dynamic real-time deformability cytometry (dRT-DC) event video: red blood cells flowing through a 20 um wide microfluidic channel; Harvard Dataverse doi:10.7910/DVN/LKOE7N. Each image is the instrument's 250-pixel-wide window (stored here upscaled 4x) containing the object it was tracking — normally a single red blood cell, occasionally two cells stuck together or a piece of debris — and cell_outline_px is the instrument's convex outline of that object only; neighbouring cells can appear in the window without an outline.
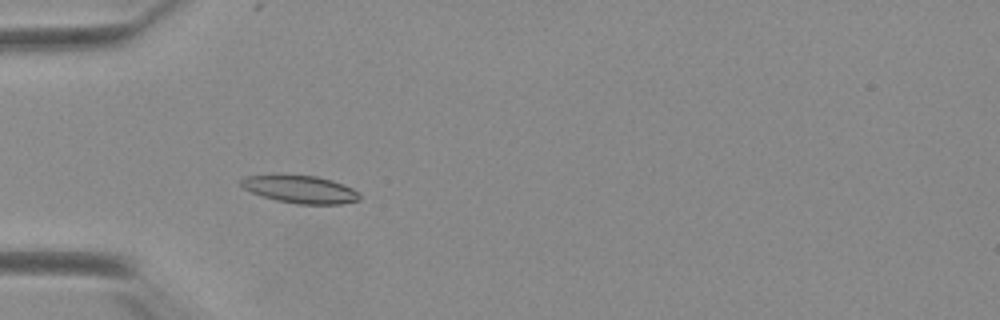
{"species": "Egyptian fruit bat (a non-hibernating species)", "species_latin": "Rousettus aegyptiacus", "temperature_condition": "warm", "stored_images_in_passage": 54, "camera_frame_rate_fps": 3000, "um_per_image_px": 0.085, "animal": {"sex": "female"}, "frame": {"image": 1, "passage_image": 18, "time_ms": 5.667, "image_size_px": [1000, 320], "cell_outline_px": [[360, 200], [340, 204], [296, 204], [276, 200], [252, 192], [244, 188], [240, 184], [240, 180], [244, 176], [316, 176], [332, 180], [344, 184], [352, 188], [360, 196]], "centroid_in_image_um": [25.55, 16.11], "position_along_channel_um": 59.4, "area_um2": 18.67}}
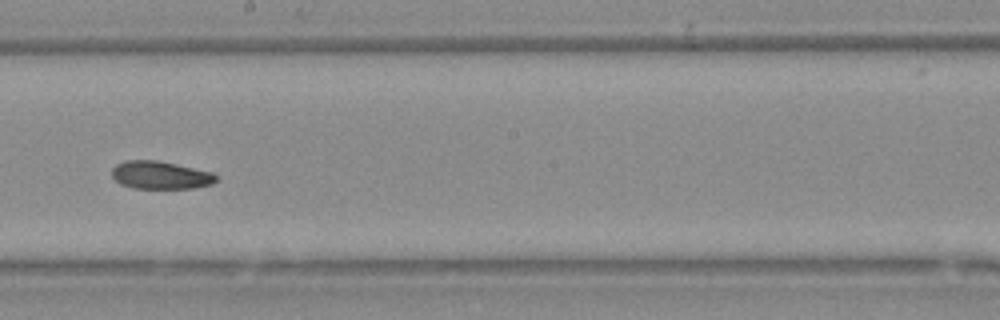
{"frame": {"image": 2, "passage_image": 32, "time_ms": 10.333, "image_size_px": [1000, 320], "cell_outline_px": [[216, 180], [212, 184], [192, 188], [132, 188], [120, 184], [112, 176], [112, 168], [116, 164], [124, 160], [156, 160], [176, 164], [212, 172], [216, 176]], "centroid_in_image_um": [13.6, 14.88], "position_along_channel_um": 234.6, "area_um2": 16.88}}
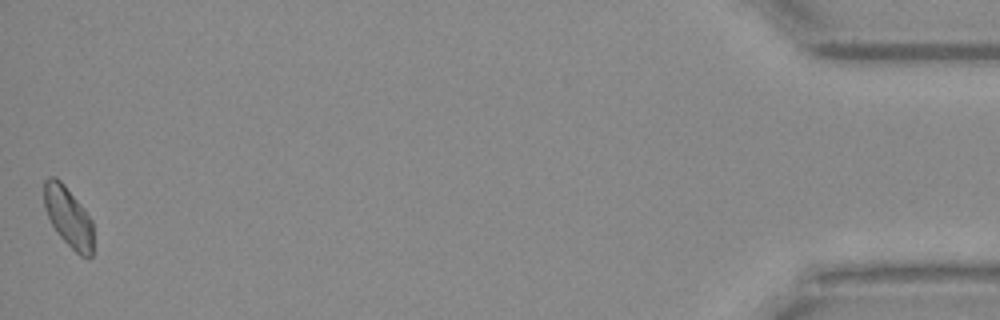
{"frame": {"image": 3, "passage_image": 54, "time_ms": 17.667, "image_size_px": [1000, 320], "cell_outline_px": [[92, 256], [80, 256], [60, 236], [52, 224], [48, 216], [44, 204], [44, 180], [48, 176], [56, 176], [64, 184], [84, 208], [92, 220]], "centroid_in_image_um": [5.8, 18.39], "position_along_channel_um": 429.4, "area_um2": 17.05}, "authors_computed_cell_mechanics": {"area_um2": 17.6579, "velocity_mm_per_s": 3.8838, "shape_relaxation_time_tau1_ms": null, "shape_relaxation_time_tau2_ms": 6.7497, "deformation_change_tau1": null, "deformation_change_tau2": 0.1179}}